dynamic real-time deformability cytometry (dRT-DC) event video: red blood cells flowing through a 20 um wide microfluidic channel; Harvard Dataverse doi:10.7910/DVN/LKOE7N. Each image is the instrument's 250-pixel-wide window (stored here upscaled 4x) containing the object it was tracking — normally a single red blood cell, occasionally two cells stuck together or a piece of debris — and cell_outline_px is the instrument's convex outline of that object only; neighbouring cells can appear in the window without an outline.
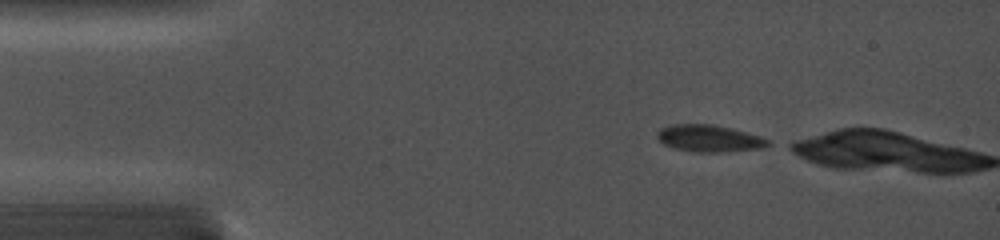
{"species": "common noctule bat (a hibernating species)", "species_latin": "Nyctalus noctula", "temperature_condition": "cold", "stored_images_in_passage": 20, "camera_frame_rate_fps": 5000, "um_per_image_px": 0.085, "animal": {"sex": "female", "body_mass_g": 19.0, "forearm_length_mm": 56.7}, "frame": {"image": 1, "passage_image": 1, "time_ms": 0.0, "image_size_px": [1000, 240], "cell_outline_px": [[772, 144], [764, 148], [728, 152], [692, 152], [676, 148], [664, 144], [656, 136], [656, 132], [660, 128], [672, 124], [712, 124], [732, 128], [760, 136], [772, 140]], "centroid_in_image_um": [60.33, 11.77], "position_along_channel_um": 24.7, "area_um2": 17.69}}
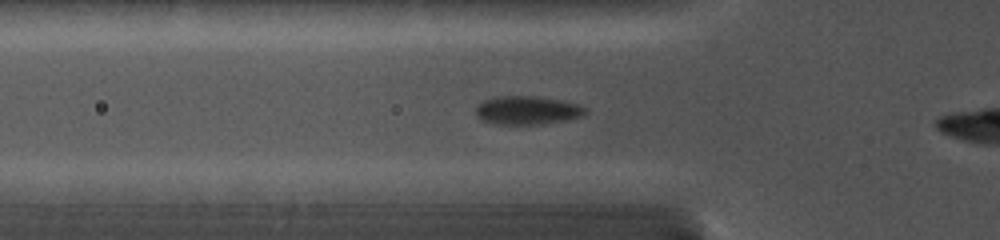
{"frame": {"image": 2, "passage_image": 17, "time_ms": 3.0, "image_size_px": [1000, 240], "cell_outline_px": [[588, 112], [584, 116], [564, 120], [540, 124], [492, 124], [480, 120], [476, 116], [476, 104], [492, 96], [536, 96], [560, 100], [576, 104], [588, 108]], "centroid_in_image_um": [44.78, 9.37], "position_along_channel_um": 81.0, "area_um2": 18.44}}